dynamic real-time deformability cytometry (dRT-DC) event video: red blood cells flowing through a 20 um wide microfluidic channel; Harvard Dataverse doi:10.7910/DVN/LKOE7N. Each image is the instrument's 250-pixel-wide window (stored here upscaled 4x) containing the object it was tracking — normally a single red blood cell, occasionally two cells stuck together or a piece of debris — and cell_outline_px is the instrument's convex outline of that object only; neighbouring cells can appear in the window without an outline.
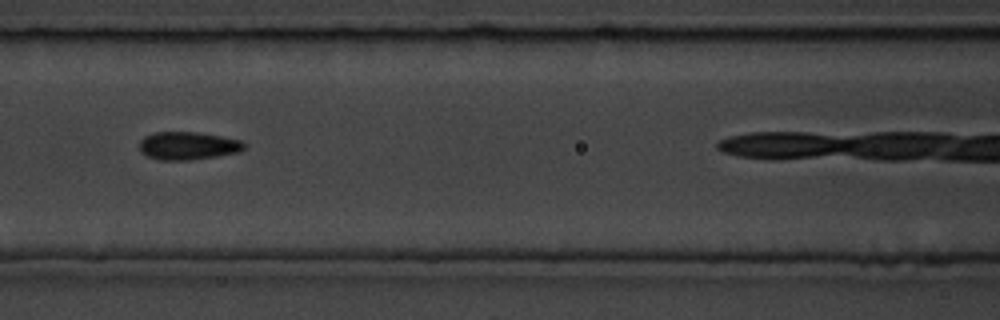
{"species": "common noctule bat (a hibernating species)", "species_latin": "Nyctalus noctula", "temperature_condition": "room temperature", "stored_images_in_passage": 6, "camera_frame_rate_fps": 3000, "um_per_image_px": 0.085, "animal": {"sex": "male", "body_mass_g": 19.5, "forearm_length_mm": 54.6}, "frame": {"image": 1, "passage_image": 3, "time_ms": 2.333, "image_size_px": [1000, 320], "cell_outline_px": [[244, 148], [240, 152], [192, 160], [160, 160], [148, 156], [140, 152], [140, 140], [144, 136], [156, 132], [196, 132], [244, 140]], "centroid_in_image_um": [15.98, 12.39], "position_along_channel_um": 150.6, "area_um2": 17.11}}